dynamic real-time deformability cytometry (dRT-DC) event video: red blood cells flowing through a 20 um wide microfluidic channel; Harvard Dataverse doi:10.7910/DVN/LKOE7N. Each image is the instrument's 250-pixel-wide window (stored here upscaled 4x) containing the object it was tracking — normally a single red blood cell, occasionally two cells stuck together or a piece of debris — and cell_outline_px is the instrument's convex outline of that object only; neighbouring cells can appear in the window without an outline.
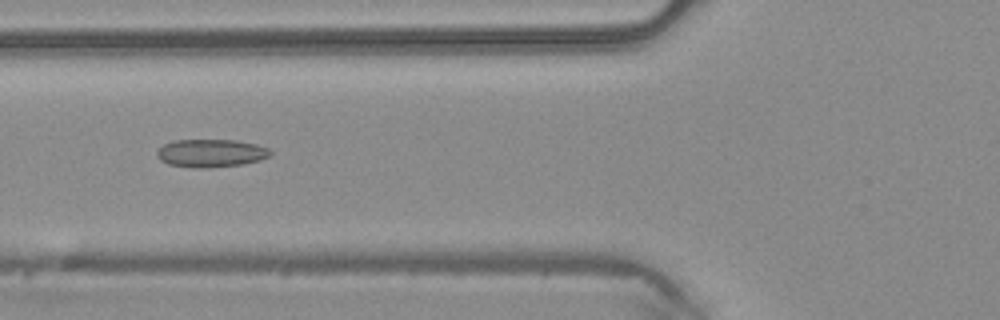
{"species": "common noctule bat (a hibernating species)", "species_latin": "Nyctalus noctula", "temperature_condition": "warm", "stored_images_in_passage": 47, "camera_frame_rate_fps": 3000, "um_per_image_px": 0.085, "animal": {"sex": "male", "body_mass_g": 20.4}, "frame": {"image": 1, "passage_image": 18, "time_ms": 5.667, "image_size_px": [1000, 320], "cell_outline_px": [[272, 152], [268, 156], [260, 160], [244, 164], [200, 168], [168, 164], [160, 160], [156, 156], [156, 152], [164, 144], [172, 140], [236, 140], [256, 144], [268, 148]], "centroid_in_image_um": [17.92, 13.01], "position_along_channel_um": 107.9, "area_um2": 18.38}}
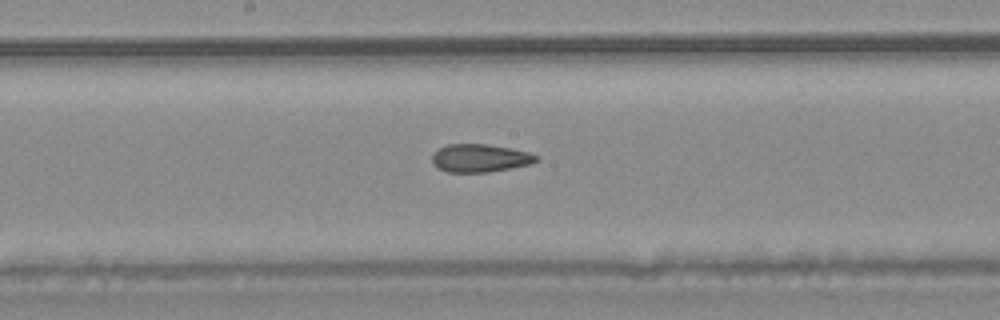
{"frame": {"image": 2, "passage_image": 25, "time_ms": 8.0, "image_size_px": [1000, 320], "cell_outline_px": [[540, 156], [536, 160], [528, 164], [488, 172], [448, 172], [436, 168], [432, 164], [432, 152], [448, 144], [484, 144], [508, 148], [528, 152]], "centroid_in_image_um": [40.72, 13.44], "position_along_channel_um": 207.5, "area_um2": 16.82}}
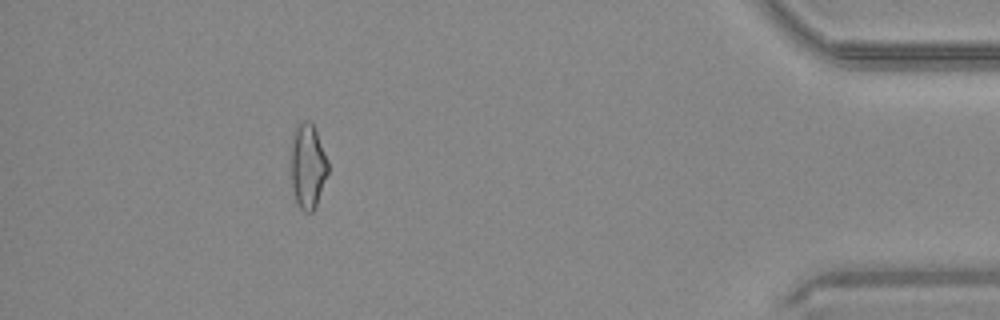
{"frame": {"image": 3, "passage_image": 43, "time_ms": 14.0, "image_size_px": [1000, 320], "cell_outline_px": [[328, 172], [316, 204], [312, 212], [304, 212], [300, 208], [296, 200], [292, 188], [288, 152], [292, 136], [296, 128], [304, 120], [308, 120], [312, 124], [316, 132], [328, 160]], "centroid_in_image_um": [26.11, 14.1], "position_along_channel_um": 409.1, "area_um2": 18.55}, "authors_computed_cell_mechanics": {"area_um2": 18.3226, "velocity_mm_per_s": 4.2539, "shape_relaxation_time_tau1_ms": null, "shape_relaxation_time_tau2_ms": 2.1812, "deformation_change_tau1": null, "deformation_change_tau2": 0.1081}}